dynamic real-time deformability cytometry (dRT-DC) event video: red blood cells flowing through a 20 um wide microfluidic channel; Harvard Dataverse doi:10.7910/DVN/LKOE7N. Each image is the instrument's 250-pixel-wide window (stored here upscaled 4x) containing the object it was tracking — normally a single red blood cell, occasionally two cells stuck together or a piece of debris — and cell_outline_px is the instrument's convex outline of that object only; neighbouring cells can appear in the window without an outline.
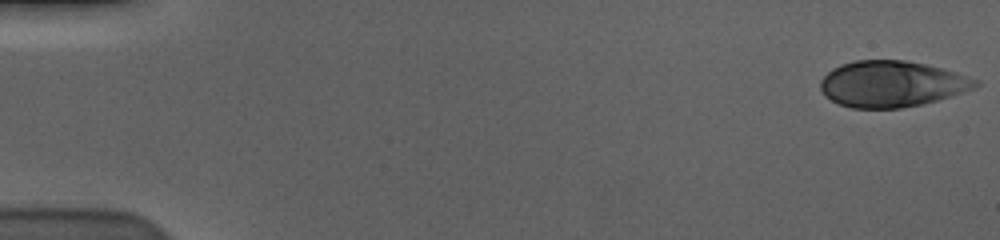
{"species": "human", "species_latin": "Homo sapiens", "temperature_condition": "cold", "stored_images_in_passage": 47, "camera_frame_rate_fps": 3000, "um_per_image_px": 0.085, "donor": {"sex": "male"}, "frame": {"image": 1, "passage_image": 1, "time_ms": 0.0, "image_size_px": [1000, 240], "cell_outline_px": [[980, 84], [972, 88], [936, 100], [920, 104], [900, 108], [852, 108], [840, 104], [824, 96], [820, 88], [820, 80], [832, 68], [840, 64], [856, 60], [904, 60], [924, 64], [956, 72], [980, 80]], "centroid_in_image_um": [75.75, 7.12], "position_along_channel_um": 9.3, "area_um2": 41.33}}
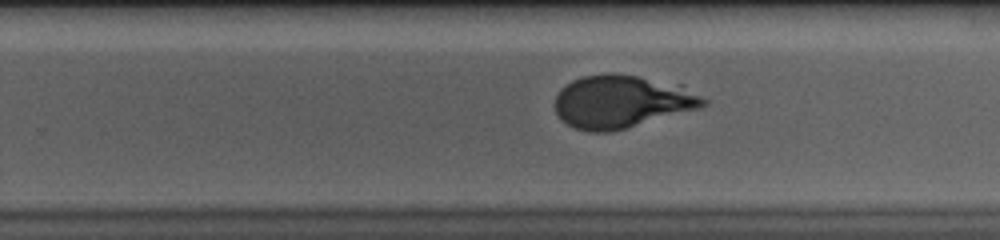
{"frame": {"image": 2, "passage_image": 37, "time_ms": 12.0, "image_size_px": [1000, 240], "cell_outline_px": [[708, 104], [700, 108], [624, 128], [608, 132], [588, 132], [576, 128], [568, 124], [556, 112], [556, 96], [560, 88], [572, 80], [584, 76], [612, 72], [636, 76], [680, 84], [708, 100]], "centroid_in_image_um": [52.85, 8.62], "position_along_channel_um": 277.0, "area_um2": 45.26}}
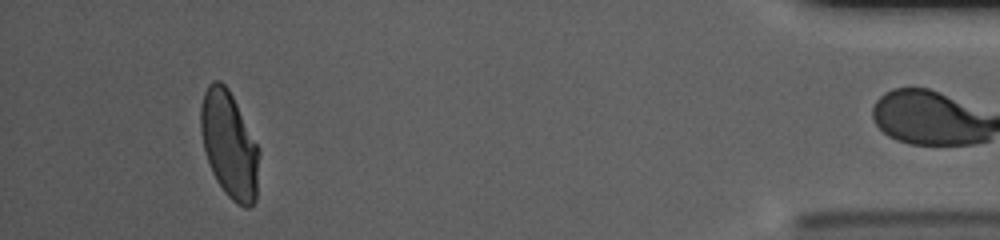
{"frame": {"image": 3, "passage_image": 46, "time_ms": 15.0, "image_size_px": [1000, 240], "cell_outline_px": [[260, 152], [256, 200], [248, 208], [244, 208], [236, 204], [224, 192], [216, 180], [212, 172], [204, 148], [200, 132], [200, 108], [204, 92], [208, 84], [212, 80], [220, 80], [228, 88]], "centroid_in_image_um": [19.48, 12.33], "position_along_channel_um": 415.7, "area_um2": 36.07}, "authors_computed_cell_mechanics": {"area_um2": 44.3326, "velocity_mm_per_s": 3.5506, "shape_relaxation_time_tau1_ms": 4.2323, "shape_relaxation_time_tau2_ms": null, "deformation_change_tau1": 0.1703, "deformation_change_tau2": null}}